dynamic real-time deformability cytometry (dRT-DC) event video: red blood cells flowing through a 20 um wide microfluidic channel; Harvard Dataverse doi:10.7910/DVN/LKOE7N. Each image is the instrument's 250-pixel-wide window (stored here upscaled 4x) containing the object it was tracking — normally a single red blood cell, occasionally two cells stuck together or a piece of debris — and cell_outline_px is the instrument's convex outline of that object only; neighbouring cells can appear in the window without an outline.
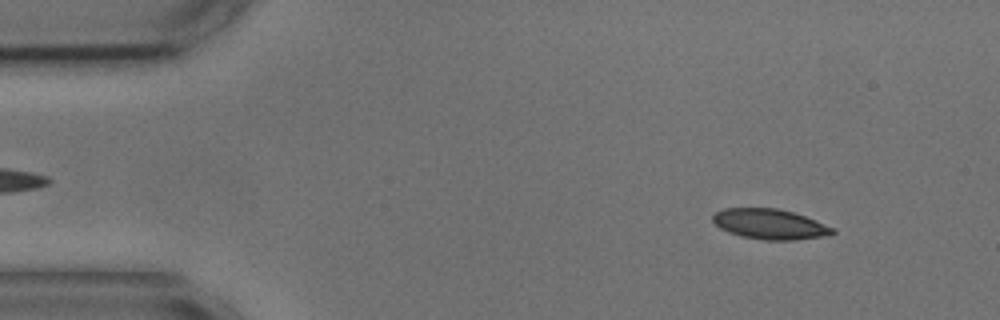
{"species": "common noctule bat (a hibernating species)", "species_latin": "Nyctalus noctula", "temperature_condition": "cold", "stored_images_in_passage": 19, "camera_frame_rate_fps": 3000, "um_per_image_px": 0.085, "animal": {"sex": "male", "body_mass_g": 17.9, "forearm_length_mm": 54.2}, "frame": {"image": 1, "passage_image": 5, "time_ms": 1.333, "image_size_px": [1000, 320], "cell_outline_px": [[836, 232], [824, 236], [792, 240], [764, 240], [740, 236], [728, 232], [720, 228], [712, 220], [712, 216], [716, 212], [724, 208], [776, 208], [792, 212], [816, 220], [836, 228]], "centroid_in_image_um": [65.44, 19.05], "position_along_channel_um": 19.6, "area_um2": 21.1}}